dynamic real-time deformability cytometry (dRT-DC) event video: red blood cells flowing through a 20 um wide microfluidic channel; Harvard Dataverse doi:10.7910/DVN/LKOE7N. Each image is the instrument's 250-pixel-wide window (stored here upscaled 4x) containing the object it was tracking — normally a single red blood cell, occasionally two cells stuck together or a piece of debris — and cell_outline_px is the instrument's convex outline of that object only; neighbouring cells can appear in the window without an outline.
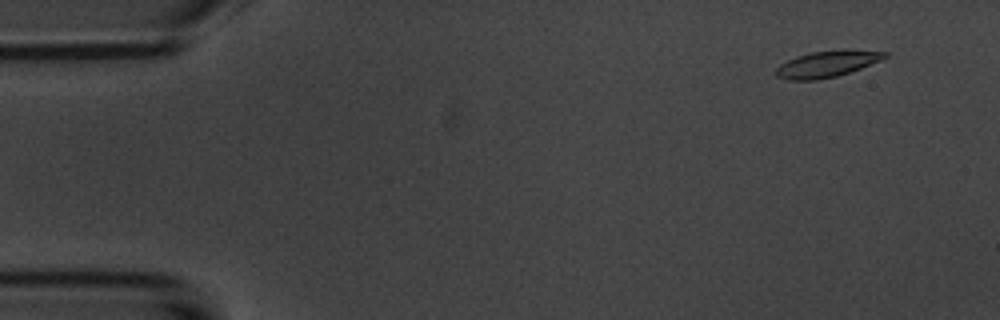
{"species": "common noctule bat (a hibernating species)", "species_latin": "Nyctalus noctula", "temperature_condition": "room temperature", "stored_images_in_passage": 6, "segment_of_instrument_passage": [1, 2], "camera_frame_rate_fps": 3000, "um_per_image_px": 0.085, "animal": {"sex": "male", "body_mass_g": 20.1, "forearm_length_mm": 53.5}, "frame": {"image": 1, "passage_image": 2, "time_ms": 1.0, "image_size_px": [1000, 320], "cell_outline_px": [[888, 56], [880, 60], [860, 68], [836, 76], [816, 80], [788, 80], [776, 76], [776, 68], [780, 64], [796, 56], [812, 52], [844, 48], [888, 52]], "centroid_in_image_um": [70.3, 5.41], "position_along_channel_um": 14.7, "area_um2": 16.76}}